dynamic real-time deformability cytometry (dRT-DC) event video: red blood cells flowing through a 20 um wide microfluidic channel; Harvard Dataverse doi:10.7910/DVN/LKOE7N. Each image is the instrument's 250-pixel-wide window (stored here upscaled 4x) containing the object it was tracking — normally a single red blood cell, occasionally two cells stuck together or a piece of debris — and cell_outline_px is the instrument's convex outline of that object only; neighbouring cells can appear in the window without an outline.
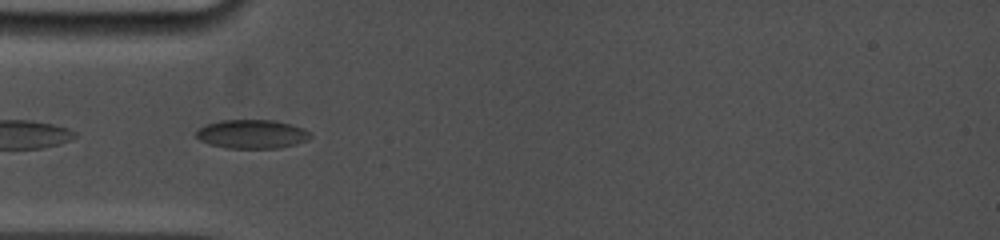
{"species": "common noctule bat (a hibernating species)", "species_latin": "Nyctalus noctula", "temperature_condition": "cold", "stored_images_in_passage": 3, "camera_frame_rate_fps": 5000, "um_per_image_px": 0.085, "animal": {"sex": "female", "body_mass_g": 19.0, "forearm_length_mm": 53.3}, "frame": {"image": 1, "passage_image": 2, "time_ms": 0.8, "image_size_px": [1000, 240], "cell_outline_px": [[312, 136], [308, 140], [296, 144], [276, 148], [228, 148], [208, 144], [200, 140], [196, 136], [196, 132], [200, 128], [208, 124], [220, 120], [272, 120], [304, 128], [312, 132]], "centroid_in_image_um": [21.44, 11.4], "position_along_channel_um": 63.6, "area_um2": 19.13}}